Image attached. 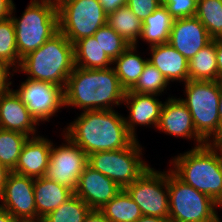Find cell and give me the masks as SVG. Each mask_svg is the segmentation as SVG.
Returning a JSON list of instances; mask_svg holds the SVG:
<instances>
[{
    "mask_svg": "<svg viewBox=\"0 0 222 222\" xmlns=\"http://www.w3.org/2000/svg\"><path fill=\"white\" fill-rule=\"evenodd\" d=\"M64 127L60 128L62 133L87 155L126 148L135 140L127 130L124 115L116 109L77 112V117Z\"/></svg>",
    "mask_w": 222,
    "mask_h": 222,
    "instance_id": "1",
    "label": "cell"
},
{
    "mask_svg": "<svg viewBox=\"0 0 222 222\" xmlns=\"http://www.w3.org/2000/svg\"><path fill=\"white\" fill-rule=\"evenodd\" d=\"M125 94L113 67L86 69L75 66L64 89V108H78L81 112L115 110L122 107Z\"/></svg>",
    "mask_w": 222,
    "mask_h": 222,
    "instance_id": "2",
    "label": "cell"
},
{
    "mask_svg": "<svg viewBox=\"0 0 222 222\" xmlns=\"http://www.w3.org/2000/svg\"><path fill=\"white\" fill-rule=\"evenodd\" d=\"M168 162L167 167L182 182L217 204L222 200V150L215 143L191 147Z\"/></svg>",
    "mask_w": 222,
    "mask_h": 222,
    "instance_id": "3",
    "label": "cell"
},
{
    "mask_svg": "<svg viewBox=\"0 0 222 222\" xmlns=\"http://www.w3.org/2000/svg\"><path fill=\"white\" fill-rule=\"evenodd\" d=\"M74 67V44L58 31L37 50L23 57L14 73L65 89Z\"/></svg>",
    "mask_w": 222,
    "mask_h": 222,
    "instance_id": "4",
    "label": "cell"
},
{
    "mask_svg": "<svg viewBox=\"0 0 222 222\" xmlns=\"http://www.w3.org/2000/svg\"><path fill=\"white\" fill-rule=\"evenodd\" d=\"M14 4L11 20L15 27L16 45L20 59L37 50L59 31L57 6L47 0H30L17 16Z\"/></svg>",
    "mask_w": 222,
    "mask_h": 222,
    "instance_id": "5",
    "label": "cell"
},
{
    "mask_svg": "<svg viewBox=\"0 0 222 222\" xmlns=\"http://www.w3.org/2000/svg\"><path fill=\"white\" fill-rule=\"evenodd\" d=\"M180 100L189 109L197 133L207 142L219 140L220 81L188 80Z\"/></svg>",
    "mask_w": 222,
    "mask_h": 222,
    "instance_id": "6",
    "label": "cell"
},
{
    "mask_svg": "<svg viewBox=\"0 0 222 222\" xmlns=\"http://www.w3.org/2000/svg\"><path fill=\"white\" fill-rule=\"evenodd\" d=\"M144 149L140 140H134L126 148L88 155V165L125 189L151 166L143 157Z\"/></svg>",
    "mask_w": 222,
    "mask_h": 222,
    "instance_id": "7",
    "label": "cell"
},
{
    "mask_svg": "<svg viewBox=\"0 0 222 222\" xmlns=\"http://www.w3.org/2000/svg\"><path fill=\"white\" fill-rule=\"evenodd\" d=\"M170 222H216L218 204L178 179L168 168Z\"/></svg>",
    "mask_w": 222,
    "mask_h": 222,
    "instance_id": "8",
    "label": "cell"
},
{
    "mask_svg": "<svg viewBox=\"0 0 222 222\" xmlns=\"http://www.w3.org/2000/svg\"><path fill=\"white\" fill-rule=\"evenodd\" d=\"M59 31L74 44L93 36L107 23V12L99 0H66L57 7Z\"/></svg>",
    "mask_w": 222,
    "mask_h": 222,
    "instance_id": "9",
    "label": "cell"
},
{
    "mask_svg": "<svg viewBox=\"0 0 222 222\" xmlns=\"http://www.w3.org/2000/svg\"><path fill=\"white\" fill-rule=\"evenodd\" d=\"M125 190L143 215L169 220L168 168L160 171L151 165Z\"/></svg>",
    "mask_w": 222,
    "mask_h": 222,
    "instance_id": "10",
    "label": "cell"
},
{
    "mask_svg": "<svg viewBox=\"0 0 222 222\" xmlns=\"http://www.w3.org/2000/svg\"><path fill=\"white\" fill-rule=\"evenodd\" d=\"M23 79L14 90L34 119L43 125L55 116L58 117L56 114L64 108V89L48 82Z\"/></svg>",
    "mask_w": 222,
    "mask_h": 222,
    "instance_id": "11",
    "label": "cell"
},
{
    "mask_svg": "<svg viewBox=\"0 0 222 222\" xmlns=\"http://www.w3.org/2000/svg\"><path fill=\"white\" fill-rule=\"evenodd\" d=\"M59 145L52 142L46 177L61 185L76 190L81 173L88 165V155L64 133Z\"/></svg>",
    "mask_w": 222,
    "mask_h": 222,
    "instance_id": "12",
    "label": "cell"
},
{
    "mask_svg": "<svg viewBox=\"0 0 222 222\" xmlns=\"http://www.w3.org/2000/svg\"><path fill=\"white\" fill-rule=\"evenodd\" d=\"M34 180L11 171L0 197V207L22 222L37 221Z\"/></svg>",
    "mask_w": 222,
    "mask_h": 222,
    "instance_id": "13",
    "label": "cell"
},
{
    "mask_svg": "<svg viewBox=\"0 0 222 222\" xmlns=\"http://www.w3.org/2000/svg\"><path fill=\"white\" fill-rule=\"evenodd\" d=\"M159 133L182 138L194 142L191 147H199L207 142L197 133L192 115L185 104L175 96L169 95L164 101L160 113V120L156 128Z\"/></svg>",
    "mask_w": 222,
    "mask_h": 222,
    "instance_id": "14",
    "label": "cell"
},
{
    "mask_svg": "<svg viewBox=\"0 0 222 222\" xmlns=\"http://www.w3.org/2000/svg\"><path fill=\"white\" fill-rule=\"evenodd\" d=\"M163 103L164 100L161 101L155 94L126 91L122 105L128 109L129 114L124 115V120L129 134L135 140H139L136 130L138 126L154 130L157 128Z\"/></svg>",
    "mask_w": 222,
    "mask_h": 222,
    "instance_id": "15",
    "label": "cell"
},
{
    "mask_svg": "<svg viewBox=\"0 0 222 222\" xmlns=\"http://www.w3.org/2000/svg\"><path fill=\"white\" fill-rule=\"evenodd\" d=\"M212 40L201 21L192 16L174 19L168 43L190 61Z\"/></svg>",
    "mask_w": 222,
    "mask_h": 222,
    "instance_id": "16",
    "label": "cell"
},
{
    "mask_svg": "<svg viewBox=\"0 0 222 222\" xmlns=\"http://www.w3.org/2000/svg\"><path fill=\"white\" fill-rule=\"evenodd\" d=\"M41 126L30 114L26 105L13 88L4 90L0 94V128L37 136Z\"/></svg>",
    "mask_w": 222,
    "mask_h": 222,
    "instance_id": "17",
    "label": "cell"
},
{
    "mask_svg": "<svg viewBox=\"0 0 222 222\" xmlns=\"http://www.w3.org/2000/svg\"><path fill=\"white\" fill-rule=\"evenodd\" d=\"M121 190L116 182L87 165L79 177L74 195L91 209L100 210Z\"/></svg>",
    "mask_w": 222,
    "mask_h": 222,
    "instance_id": "18",
    "label": "cell"
},
{
    "mask_svg": "<svg viewBox=\"0 0 222 222\" xmlns=\"http://www.w3.org/2000/svg\"><path fill=\"white\" fill-rule=\"evenodd\" d=\"M53 140L43 134L29 137L13 172L32 178L46 175Z\"/></svg>",
    "mask_w": 222,
    "mask_h": 222,
    "instance_id": "19",
    "label": "cell"
},
{
    "mask_svg": "<svg viewBox=\"0 0 222 222\" xmlns=\"http://www.w3.org/2000/svg\"><path fill=\"white\" fill-rule=\"evenodd\" d=\"M145 50L149 51L143 53L149 54L148 62L154 65L171 85L174 82L183 85L189 80V61L169 43L149 46Z\"/></svg>",
    "mask_w": 222,
    "mask_h": 222,
    "instance_id": "20",
    "label": "cell"
},
{
    "mask_svg": "<svg viewBox=\"0 0 222 222\" xmlns=\"http://www.w3.org/2000/svg\"><path fill=\"white\" fill-rule=\"evenodd\" d=\"M74 195L68 187L50 180L46 176L35 178L34 196L37 221L42 220Z\"/></svg>",
    "mask_w": 222,
    "mask_h": 222,
    "instance_id": "21",
    "label": "cell"
},
{
    "mask_svg": "<svg viewBox=\"0 0 222 222\" xmlns=\"http://www.w3.org/2000/svg\"><path fill=\"white\" fill-rule=\"evenodd\" d=\"M139 48L140 46L130 45L112 64L122 87L126 91L136 84L148 62L147 57L140 55Z\"/></svg>",
    "mask_w": 222,
    "mask_h": 222,
    "instance_id": "22",
    "label": "cell"
},
{
    "mask_svg": "<svg viewBox=\"0 0 222 222\" xmlns=\"http://www.w3.org/2000/svg\"><path fill=\"white\" fill-rule=\"evenodd\" d=\"M173 21L167 8L161 4L143 21L142 33L136 45H140V40L148 47L168 43Z\"/></svg>",
    "mask_w": 222,
    "mask_h": 222,
    "instance_id": "23",
    "label": "cell"
},
{
    "mask_svg": "<svg viewBox=\"0 0 222 222\" xmlns=\"http://www.w3.org/2000/svg\"><path fill=\"white\" fill-rule=\"evenodd\" d=\"M74 64L86 69H107L113 61L102 50L93 36L84 37L74 43Z\"/></svg>",
    "mask_w": 222,
    "mask_h": 222,
    "instance_id": "24",
    "label": "cell"
},
{
    "mask_svg": "<svg viewBox=\"0 0 222 222\" xmlns=\"http://www.w3.org/2000/svg\"><path fill=\"white\" fill-rule=\"evenodd\" d=\"M107 24L130 45H136L139 41L143 22L127 5L107 13Z\"/></svg>",
    "mask_w": 222,
    "mask_h": 222,
    "instance_id": "25",
    "label": "cell"
},
{
    "mask_svg": "<svg viewBox=\"0 0 222 222\" xmlns=\"http://www.w3.org/2000/svg\"><path fill=\"white\" fill-rule=\"evenodd\" d=\"M189 80L218 81L215 39L190 59Z\"/></svg>",
    "mask_w": 222,
    "mask_h": 222,
    "instance_id": "26",
    "label": "cell"
},
{
    "mask_svg": "<svg viewBox=\"0 0 222 222\" xmlns=\"http://www.w3.org/2000/svg\"><path fill=\"white\" fill-rule=\"evenodd\" d=\"M100 211L111 222H134L143 216L140 207L125 189H122L115 197L106 203Z\"/></svg>",
    "mask_w": 222,
    "mask_h": 222,
    "instance_id": "27",
    "label": "cell"
},
{
    "mask_svg": "<svg viewBox=\"0 0 222 222\" xmlns=\"http://www.w3.org/2000/svg\"><path fill=\"white\" fill-rule=\"evenodd\" d=\"M28 138L29 136L23 133L0 128V163L10 171L15 169Z\"/></svg>",
    "mask_w": 222,
    "mask_h": 222,
    "instance_id": "28",
    "label": "cell"
},
{
    "mask_svg": "<svg viewBox=\"0 0 222 222\" xmlns=\"http://www.w3.org/2000/svg\"><path fill=\"white\" fill-rule=\"evenodd\" d=\"M195 16L212 39L222 38V0H197Z\"/></svg>",
    "mask_w": 222,
    "mask_h": 222,
    "instance_id": "29",
    "label": "cell"
},
{
    "mask_svg": "<svg viewBox=\"0 0 222 222\" xmlns=\"http://www.w3.org/2000/svg\"><path fill=\"white\" fill-rule=\"evenodd\" d=\"M170 83L162 73L150 62H147L136 84L129 90L140 94H155L158 96L167 93Z\"/></svg>",
    "mask_w": 222,
    "mask_h": 222,
    "instance_id": "30",
    "label": "cell"
},
{
    "mask_svg": "<svg viewBox=\"0 0 222 222\" xmlns=\"http://www.w3.org/2000/svg\"><path fill=\"white\" fill-rule=\"evenodd\" d=\"M91 208L79 197L73 195L61 206L56 208L42 222H84Z\"/></svg>",
    "mask_w": 222,
    "mask_h": 222,
    "instance_id": "31",
    "label": "cell"
},
{
    "mask_svg": "<svg viewBox=\"0 0 222 222\" xmlns=\"http://www.w3.org/2000/svg\"><path fill=\"white\" fill-rule=\"evenodd\" d=\"M0 60L5 61L15 71L21 63L17 51L15 27L11 18L0 20Z\"/></svg>",
    "mask_w": 222,
    "mask_h": 222,
    "instance_id": "32",
    "label": "cell"
},
{
    "mask_svg": "<svg viewBox=\"0 0 222 222\" xmlns=\"http://www.w3.org/2000/svg\"><path fill=\"white\" fill-rule=\"evenodd\" d=\"M93 37L112 61L119 57L130 46V44L126 42L122 36L117 34L107 23L100 27Z\"/></svg>",
    "mask_w": 222,
    "mask_h": 222,
    "instance_id": "33",
    "label": "cell"
},
{
    "mask_svg": "<svg viewBox=\"0 0 222 222\" xmlns=\"http://www.w3.org/2000/svg\"><path fill=\"white\" fill-rule=\"evenodd\" d=\"M174 19L195 16L197 0H162Z\"/></svg>",
    "mask_w": 222,
    "mask_h": 222,
    "instance_id": "34",
    "label": "cell"
},
{
    "mask_svg": "<svg viewBox=\"0 0 222 222\" xmlns=\"http://www.w3.org/2000/svg\"><path fill=\"white\" fill-rule=\"evenodd\" d=\"M162 0H127V6L143 22L160 5Z\"/></svg>",
    "mask_w": 222,
    "mask_h": 222,
    "instance_id": "35",
    "label": "cell"
},
{
    "mask_svg": "<svg viewBox=\"0 0 222 222\" xmlns=\"http://www.w3.org/2000/svg\"><path fill=\"white\" fill-rule=\"evenodd\" d=\"M15 70L5 61L0 60V88L4 91L14 87L13 78L16 73Z\"/></svg>",
    "mask_w": 222,
    "mask_h": 222,
    "instance_id": "36",
    "label": "cell"
},
{
    "mask_svg": "<svg viewBox=\"0 0 222 222\" xmlns=\"http://www.w3.org/2000/svg\"><path fill=\"white\" fill-rule=\"evenodd\" d=\"M14 4L13 0H0V20L11 17Z\"/></svg>",
    "mask_w": 222,
    "mask_h": 222,
    "instance_id": "37",
    "label": "cell"
},
{
    "mask_svg": "<svg viewBox=\"0 0 222 222\" xmlns=\"http://www.w3.org/2000/svg\"><path fill=\"white\" fill-rule=\"evenodd\" d=\"M84 222H111L100 210L91 209Z\"/></svg>",
    "mask_w": 222,
    "mask_h": 222,
    "instance_id": "38",
    "label": "cell"
},
{
    "mask_svg": "<svg viewBox=\"0 0 222 222\" xmlns=\"http://www.w3.org/2000/svg\"><path fill=\"white\" fill-rule=\"evenodd\" d=\"M102 4L103 9L109 13L116 10L118 7L125 6L127 4V0H99Z\"/></svg>",
    "mask_w": 222,
    "mask_h": 222,
    "instance_id": "39",
    "label": "cell"
},
{
    "mask_svg": "<svg viewBox=\"0 0 222 222\" xmlns=\"http://www.w3.org/2000/svg\"><path fill=\"white\" fill-rule=\"evenodd\" d=\"M215 49L218 65V81H222V38L215 39Z\"/></svg>",
    "mask_w": 222,
    "mask_h": 222,
    "instance_id": "40",
    "label": "cell"
},
{
    "mask_svg": "<svg viewBox=\"0 0 222 222\" xmlns=\"http://www.w3.org/2000/svg\"><path fill=\"white\" fill-rule=\"evenodd\" d=\"M10 172L11 171L7 167L0 163V197L3 194L4 187Z\"/></svg>",
    "mask_w": 222,
    "mask_h": 222,
    "instance_id": "41",
    "label": "cell"
},
{
    "mask_svg": "<svg viewBox=\"0 0 222 222\" xmlns=\"http://www.w3.org/2000/svg\"><path fill=\"white\" fill-rule=\"evenodd\" d=\"M0 222H22V221L16 219L7 210L0 207Z\"/></svg>",
    "mask_w": 222,
    "mask_h": 222,
    "instance_id": "42",
    "label": "cell"
},
{
    "mask_svg": "<svg viewBox=\"0 0 222 222\" xmlns=\"http://www.w3.org/2000/svg\"><path fill=\"white\" fill-rule=\"evenodd\" d=\"M134 222H170V220L161 217L143 215Z\"/></svg>",
    "mask_w": 222,
    "mask_h": 222,
    "instance_id": "43",
    "label": "cell"
},
{
    "mask_svg": "<svg viewBox=\"0 0 222 222\" xmlns=\"http://www.w3.org/2000/svg\"><path fill=\"white\" fill-rule=\"evenodd\" d=\"M222 137V81H220L219 97V139Z\"/></svg>",
    "mask_w": 222,
    "mask_h": 222,
    "instance_id": "44",
    "label": "cell"
},
{
    "mask_svg": "<svg viewBox=\"0 0 222 222\" xmlns=\"http://www.w3.org/2000/svg\"><path fill=\"white\" fill-rule=\"evenodd\" d=\"M215 144L222 150V137Z\"/></svg>",
    "mask_w": 222,
    "mask_h": 222,
    "instance_id": "45",
    "label": "cell"
},
{
    "mask_svg": "<svg viewBox=\"0 0 222 222\" xmlns=\"http://www.w3.org/2000/svg\"><path fill=\"white\" fill-rule=\"evenodd\" d=\"M221 209H222V200L218 203V210L222 211Z\"/></svg>",
    "mask_w": 222,
    "mask_h": 222,
    "instance_id": "46",
    "label": "cell"
},
{
    "mask_svg": "<svg viewBox=\"0 0 222 222\" xmlns=\"http://www.w3.org/2000/svg\"><path fill=\"white\" fill-rule=\"evenodd\" d=\"M222 217H220V215H218V220L216 222H222Z\"/></svg>",
    "mask_w": 222,
    "mask_h": 222,
    "instance_id": "47",
    "label": "cell"
}]
</instances>
